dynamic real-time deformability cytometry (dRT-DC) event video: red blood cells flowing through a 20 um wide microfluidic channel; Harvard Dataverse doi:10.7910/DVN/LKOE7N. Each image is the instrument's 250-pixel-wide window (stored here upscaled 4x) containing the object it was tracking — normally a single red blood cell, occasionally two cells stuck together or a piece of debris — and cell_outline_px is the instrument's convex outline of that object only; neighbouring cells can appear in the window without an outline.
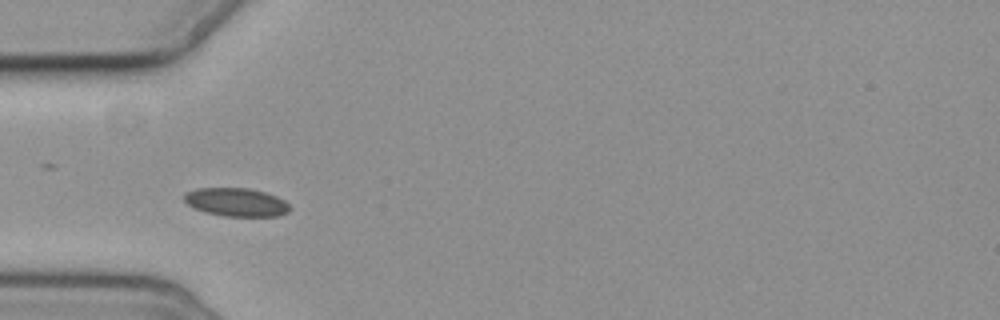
{"species": "common noctule bat (a hibernating species)", "species_latin": "Nyctalus noctula", "temperature_condition": "cold", "stored_images_in_passage": 7, "camera_frame_rate_fps": 3000, "um_per_image_px": 0.085, "animal": {"sex": "female", "body_mass_g": 19.3, "forearm_length_mm": 54.1}, "frame": {"image": 1, "passage_image": 6, "time_ms": 7.0, "image_size_px": [1000, 320], "cell_outline_px": [[292, 208], [288, 212], [280, 216], [224, 216], [204, 212], [192, 208], [184, 200], [184, 192], [196, 188], [248, 188], [264, 192], [276, 196], [284, 200]], "centroid_in_image_um": [20.06, 17.19], "position_along_channel_um": 64.9, "area_um2": 17.63}}
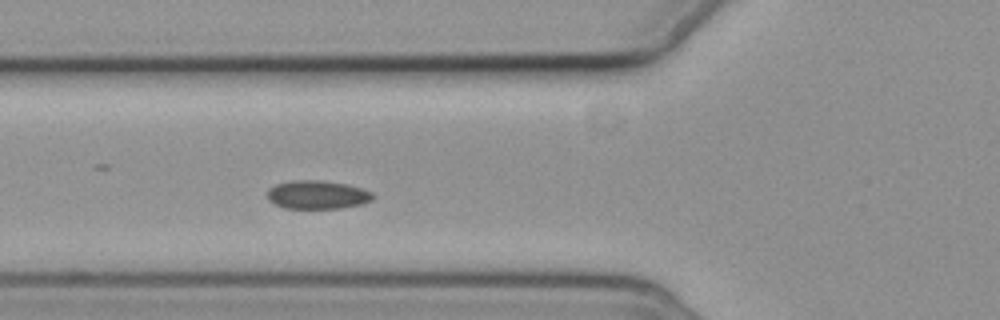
{"frame": {"image": 2, "passage_image": 7, "time_ms": 8.0, "image_size_px": [1000, 320], "cell_outline_px": [[376, 196], [372, 200], [360, 204], [340, 208], [284, 208], [268, 200], [268, 188], [276, 184], [292, 180], [324, 180], [348, 184], [372, 192]], "centroid_in_image_um": [26.98, 16.54], "position_along_channel_um": 98.8, "area_um2": 17.57}}